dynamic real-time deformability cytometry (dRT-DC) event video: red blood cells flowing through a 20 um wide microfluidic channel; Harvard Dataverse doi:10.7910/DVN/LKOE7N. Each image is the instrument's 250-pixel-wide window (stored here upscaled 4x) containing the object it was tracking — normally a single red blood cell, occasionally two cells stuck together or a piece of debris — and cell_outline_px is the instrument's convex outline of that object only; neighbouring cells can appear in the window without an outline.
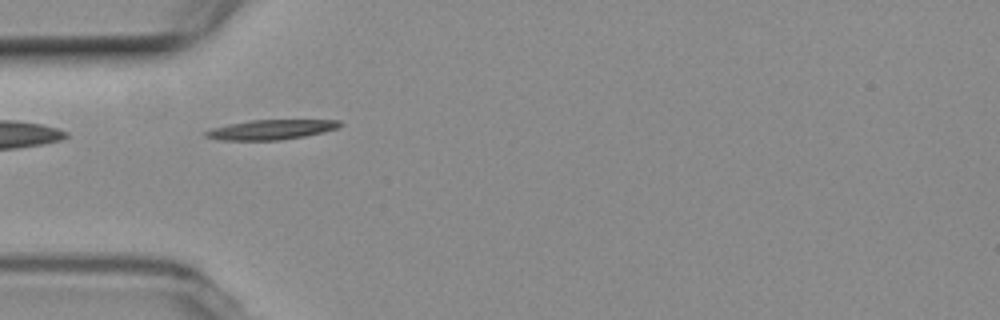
{"species": "common noctule bat (a hibernating species)", "species_latin": "Nyctalus noctula", "temperature_condition": "room temperature", "stored_images_in_passage": 6, "segment_of_instrument_passage": [2, 2], "camera_frame_rate_fps": 3000, "um_per_image_px": 0.085, "animal": {"sex": "female", "body_mass_g": 19.3, "forearm_length_mm": 54.1}, "frame": {"image": 1, "passage_image": 5, "time_ms": 4.667, "image_size_px": [1000, 320], "cell_outline_px": [[344, 124], [336, 128], [324, 132], [304, 136], [280, 140], [220, 140], [204, 136], [204, 132], [212, 128], [228, 124], [252, 120], [340, 120]], "centroid_in_image_um": [23.04, 11.01], "position_along_channel_um": 62.0, "area_um2": 15.43}}
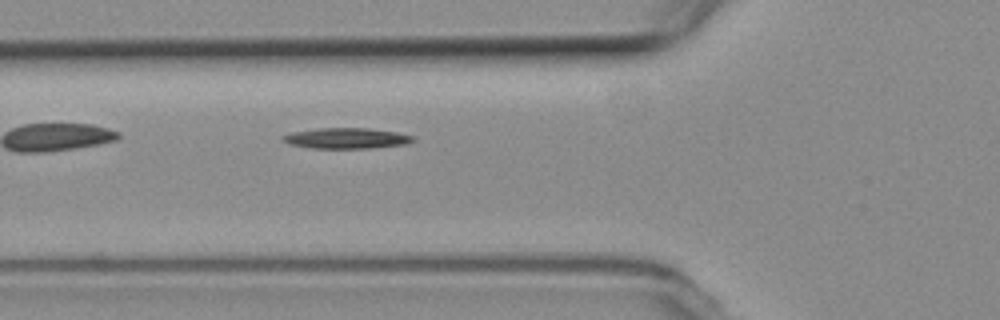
{"frame": {"image": 2, "passage_image": 6, "time_ms": 5.667, "image_size_px": [1000, 320], "cell_outline_px": [[416, 140], [408, 144], [368, 148], [308, 148], [288, 144], [280, 140], [280, 136], [292, 132], [320, 128], [368, 128], [396, 132], [412, 136]], "centroid_in_image_um": [29.4, 11.75], "position_along_channel_um": 96.4, "area_um2": 15.78}}